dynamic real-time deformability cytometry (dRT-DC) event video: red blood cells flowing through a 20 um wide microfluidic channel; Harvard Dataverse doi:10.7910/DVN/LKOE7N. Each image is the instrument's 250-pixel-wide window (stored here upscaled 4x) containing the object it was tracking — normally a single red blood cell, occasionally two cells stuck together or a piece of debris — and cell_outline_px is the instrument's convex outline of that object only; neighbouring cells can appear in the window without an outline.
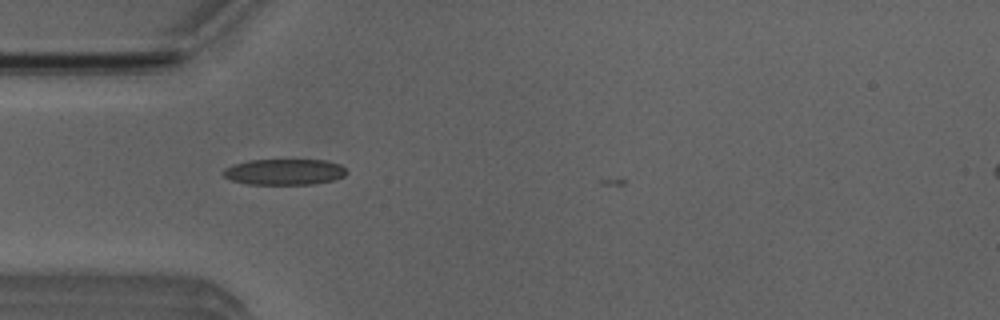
{"species": "Egyptian fruit bat (a non-hibernating species)", "species_latin": "Rousettus aegyptiacus", "temperature_condition": "room temperature", "stored_images_in_passage": 5, "camera_frame_rate_fps": 3000, "um_per_image_px": 0.085, "animal": {"sex": "male"}, "frame": {"image": 1, "passage_image": 2, "time_ms": 0.333, "image_size_px": [1000, 320], "cell_outline_px": [[348, 172], [344, 176], [332, 180], [312, 184], [248, 184], [232, 180], [224, 176], [224, 168], [232, 164], [248, 160], [324, 160], [340, 164]], "centroid_in_image_um": [24.17, 14.6], "position_along_channel_um": 60.8, "area_um2": 18.55}}